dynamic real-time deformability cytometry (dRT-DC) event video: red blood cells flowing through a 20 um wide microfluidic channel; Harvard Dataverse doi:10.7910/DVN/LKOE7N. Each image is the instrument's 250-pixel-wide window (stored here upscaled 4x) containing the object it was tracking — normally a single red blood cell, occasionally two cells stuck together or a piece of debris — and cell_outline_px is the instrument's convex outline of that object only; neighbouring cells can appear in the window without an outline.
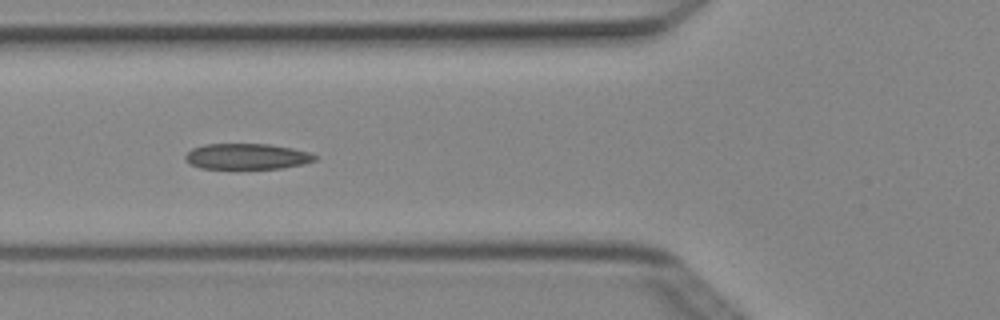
{"species": "Egyptian fruit bat (a non-hibernating species)", "species_latin": "Rousettus aegyptiacus", "temperature_condition": "cold", "stored_images_in_passage": 6, "camera_frame_rate_fps": 3000, "um_per_image_px": 0.085, "animal": {"sex": "female"}, "frame": {"image": 1, "passage_image": 4, "time_ms": 1.0, "image_size_px": [1000, 320], "cell_outline_px": [[316, 160], [304, 164], [280, 168], [200, 168], [184, 160], [184, 156], [192, 148], [204, 144], [268, 144], [292, 148], [312, 152], [316, 156]], "centroid_in_image_um": [21.0, 13.29], "position_along_channel_um": 104.8, "area_um2": 19.42}}
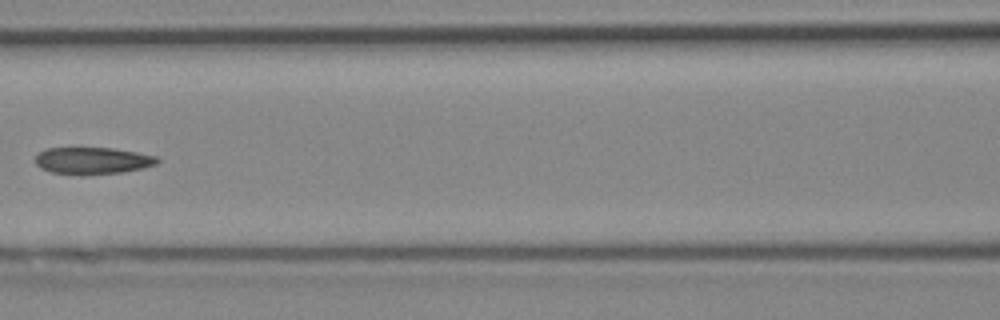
{"frame": {"image": 2, "passage_image": 5, "time_ms": 1.333, "image_size_px": [1000, 320], "cell_outline_px": [[160, 160], [156, 164], [144, 168], [120, 172], [80, 176], [52, 172], [40, 168], [36, 164], [36, 152], [48, 148], [112, 148], [136, 152], [156, 156]], "centroid_in_image_um": [7.84, 13.66], "position_along_channel_um": 158.8, "area_um2": 19.31}}
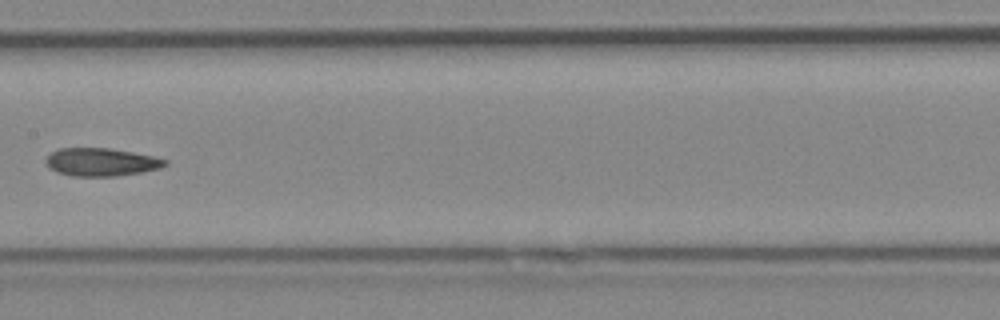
{"frame": {"image": 3, "passage_image": 6, "time_ms": 1.667, "image_size_px": [1000, 320], "cell_outline_px": [[168, 164], [160, 168], [140, 172], [116, 176], [72, 176], [56, 172], [48, 168], [44, 164], [44, 160], [52, 152], [60, 148], [108, 148], [132, 152], [152, 156], [168, 160]], "centroid_in_image_um": [8.56, 13.78], "position_along_channel_um": 198.8, "area_um2": 19.48}}